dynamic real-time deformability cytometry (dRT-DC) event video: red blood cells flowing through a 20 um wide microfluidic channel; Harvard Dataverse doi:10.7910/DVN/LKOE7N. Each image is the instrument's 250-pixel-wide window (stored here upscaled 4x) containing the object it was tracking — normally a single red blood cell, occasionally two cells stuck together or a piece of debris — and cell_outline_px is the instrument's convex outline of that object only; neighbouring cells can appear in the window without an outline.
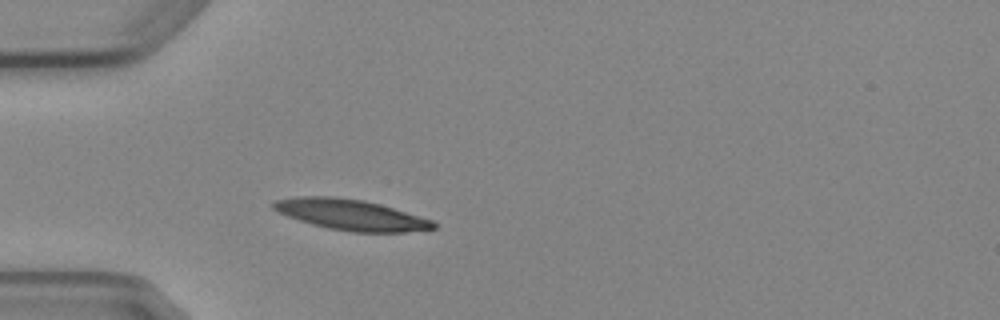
{"species": "Egyptian fruit bat (a non-hibernating species)", "species_latin": "Rousettus aegyptiacus", "temperature_condition": "cold", "stored_images_in_passage": 3, "camera_frame_rate_fps": 3000, "um_per_image_px": 0.085, "animal": {"sex": "female"}, "frame": {"image": 1, "passage_image": 3, "time_ms": 2.333, "image_size_px": [1000, 320], "cell_outline_px": [[436, 228], [404, 232], [352, 232], [328, 228], [312, 224], [288, 216], [272, 208], [268, 204], [276, 200], [296, 196], [332, 196], [364, 200], [380, 204], [432, 220], [436, 224]], "centroid_in_image_um": [29.79, 18.24], "position_along_channel_um": 55.2, "area_um2": 28.5}}